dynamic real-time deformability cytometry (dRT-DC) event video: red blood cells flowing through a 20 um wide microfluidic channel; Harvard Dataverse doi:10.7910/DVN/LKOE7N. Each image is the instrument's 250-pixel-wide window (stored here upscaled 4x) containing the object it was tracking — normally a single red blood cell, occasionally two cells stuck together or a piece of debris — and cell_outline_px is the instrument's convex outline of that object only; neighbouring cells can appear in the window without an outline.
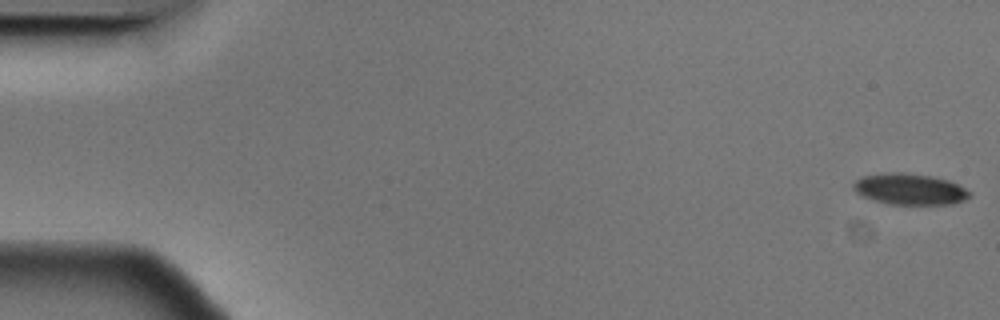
{"species": "Egyptian fruit bat (a non-hibernating species)", "species_latin": "Rousettus aegyptiacus", "temperature_condition": "cold", "stored_images_in_passage": 4, "camera_frame_rate_fps": 3000, "um_per_image_px": 0.085, "animal": {"sex": "male"}, "frame": {"image": 1, "passage_image": 1, "time_ms": 0.0, "image_size_px": [1000, 320], "cell_outline_px": [[972, 196], [964, 200], [952, 204], [888, 204], [872, 200], [860, 196], [852, 188], [852, 184], [856, 180], [864, 176], [884, 172], [904, 172], [932, 176], [948, 180], [972, 192]], "centroid_in_image_um": [77.3, 16.07], "position_along_channel_um": 7.7, "area_um2": 21.33}}